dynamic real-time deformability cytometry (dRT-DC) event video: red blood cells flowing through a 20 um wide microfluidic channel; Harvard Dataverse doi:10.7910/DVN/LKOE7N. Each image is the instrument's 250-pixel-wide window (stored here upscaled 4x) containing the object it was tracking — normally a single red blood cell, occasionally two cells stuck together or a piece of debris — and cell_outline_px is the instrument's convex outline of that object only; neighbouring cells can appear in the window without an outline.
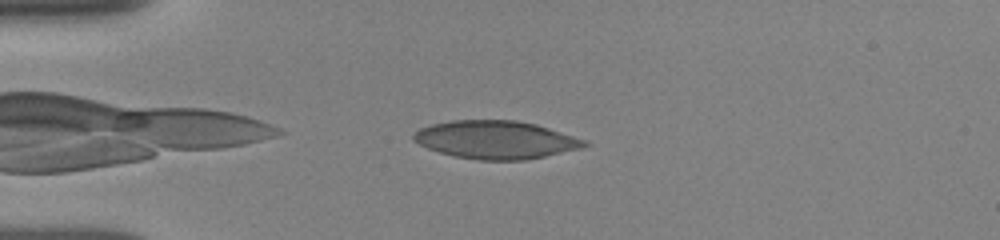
{"species": "human", "species_latin": "Homo sapiens", "temperature_condition": "room temperature", "stored_images_in_passage": 10, "camera_frame_rate_fps": 3000, "um_per_image_px": 0.085, "donor": {"sex": "female"}, "frame": {"image": 1, "passage_image": 4, "time_ms": 0.667, "image_size_px": [1000, 240], "cell_outline_px": [[588, 144], [580, 148], [544, 156], [524, 160], [480, 160], [452, 156], [428, 148], [412, 140], [412, 136], [420, 128], [432, 124], [452, 120], [516, 120], [536, 124], [588, 140]], "centroid_in_image_um": [42.13, 11.87], "position_along_channel_um": 42.9, "area_um2": 37.74}}